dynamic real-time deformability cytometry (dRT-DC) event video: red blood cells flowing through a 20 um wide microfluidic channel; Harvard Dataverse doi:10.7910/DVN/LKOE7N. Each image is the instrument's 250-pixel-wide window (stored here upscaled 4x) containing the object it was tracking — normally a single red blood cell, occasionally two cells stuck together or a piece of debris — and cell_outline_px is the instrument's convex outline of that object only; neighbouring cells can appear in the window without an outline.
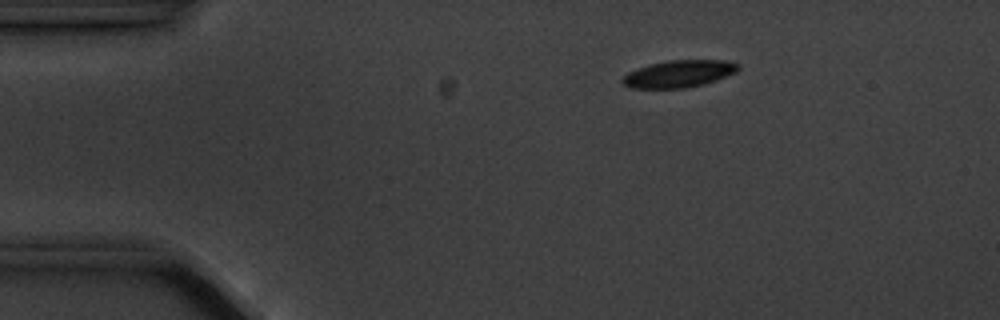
{"species": "common noctule bat (a hibernating species)", "species_latin": "Nyctalus noctula", "temperature_condition": "cold", "stored_images_in_passage": 3, "camera_frame_rate_fps": 3000, "um_per_image_px": 0.085, "animal": {"sex": "male", "body_mass_g": 20.1, "forearm_length_mm": 53.5}, "frame": {"image": 1, "passage_image": 1, "time_ms": 0.0, "image_size_px": [1000, 320], "cell_outline_px": [[740, 68], [736, 72], [716, 80], [704, 84], [684, 88], [632, 88], [624, 84], [620, 80], [628, 72], [636, 68], [668, 60], [728, 60], [740, 64]], "centroid_in_image_um": [57.73, 6.26], "position_along_channel_um": 27.3, "area_um2": 18.32}}